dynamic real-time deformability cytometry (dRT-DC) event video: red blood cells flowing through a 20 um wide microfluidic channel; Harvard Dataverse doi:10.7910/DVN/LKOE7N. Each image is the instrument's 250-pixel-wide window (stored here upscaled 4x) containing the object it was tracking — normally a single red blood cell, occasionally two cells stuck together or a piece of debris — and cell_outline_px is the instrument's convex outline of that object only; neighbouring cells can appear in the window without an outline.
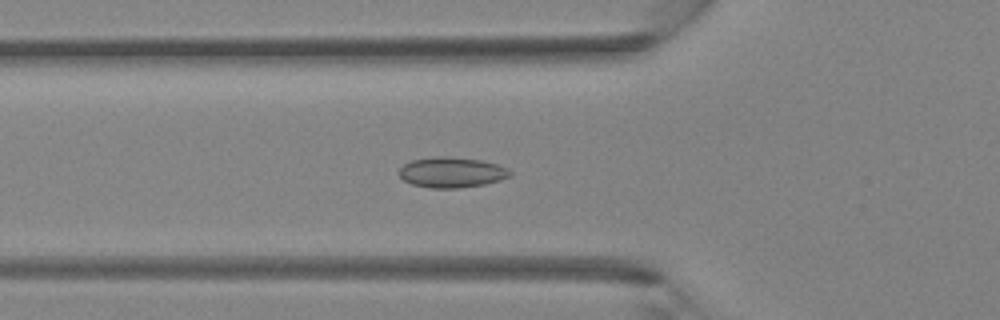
{"species": "Egyptian fruit bat (a non-hibernating species)", "species_latin": "Rousettus aegyptiacus", "temperature_condition": "room temperature", "stored_images_in_passage": 38, "camera_frame_rate_fps": 3000, "um_per_image_px": 0.085, "animal": {"sex": "female"}, "frame": {"image": 1, "passage_image": 11, "time_ms": 3.333, "image_size_px": [1000, 320], "cell_outline_px": [[512, 176], [500, 180], [484, 184], [456, 188], [428, 188], [412, 184], [404, 180], [400, 176], [400, 168], [404, 164], [412, 160], [432, 156], [444, 156], [480, 160], [496, 164], [508, 168], [512, 172]], "centroid_in_image_um": [38.4, 14.65], "position_along_channel_um": 87.4, "area_um2": 19.65}}
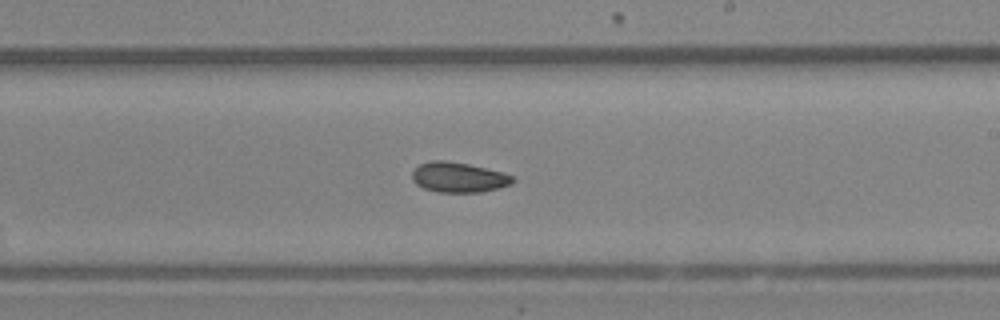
{"frame": {"image": 2, "passage_image": 21, "time_ms": 6.667, "image_size_px": [1000, 320], "cell_outline_px": [[516, 180], [512, 184], [480, 192], [436, 192], [424, 188], [416, 184], [412, 180], [412, 172], [420, 164], [432, 160], [448, 160], [468, 164], [504, 172], [512, 176]], "centroid_in_image_um": [38.98, 15.06], "position_along_channel_um": 250.0, "area_um2": 17.69}}
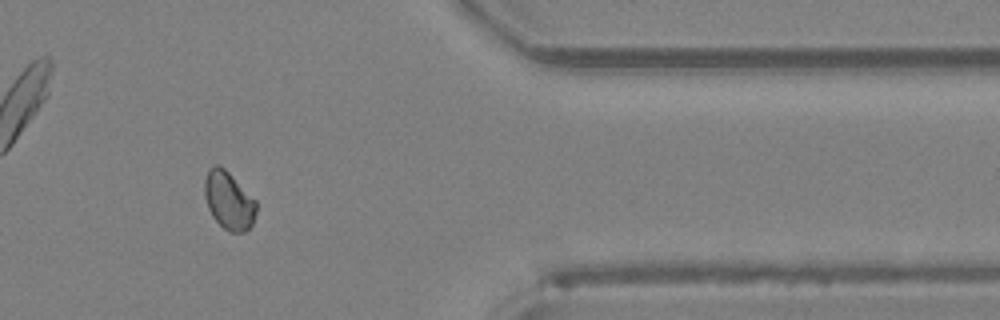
{"frame": {"image": 3, "passage_image": 31, "time_ms": 10.0, "image_size_px": [1000, 320], "cell_outline_px": [[256, 212], [252, 224], [244, 232], [228, 232], [212, 216], [208, 208], [204, 196], [204, 180], [208, 168], [212, 164], [220, 164], [256, 200]], "centroid_in_image_um": [19.42, 17.02], "position_along_channel_um": 392.0, "area_um2": 17.51}}